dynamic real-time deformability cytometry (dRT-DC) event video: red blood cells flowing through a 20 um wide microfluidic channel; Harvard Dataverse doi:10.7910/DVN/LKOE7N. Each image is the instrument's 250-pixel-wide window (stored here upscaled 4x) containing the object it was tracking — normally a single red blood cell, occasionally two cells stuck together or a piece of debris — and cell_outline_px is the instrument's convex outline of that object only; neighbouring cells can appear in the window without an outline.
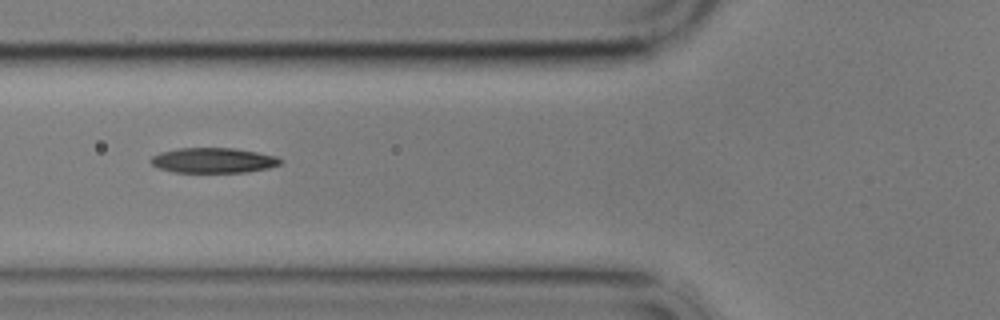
{"species": "common noctule bat (a hibernating species)", "species_latin": "Nyctalus noctula", "temperature_condition": "cold", "stored_images_in_passage": 11, "camera_frame_rate_fps": 3000, "um_per_image_px": 0.085, "animal": {"sex": "male", "body_mass_g": 17.9}, "frame": {"image": 1, "passage_image": 2, "time_ms": 1.0, "image_size_px": [1000, 320], "cell_outline_px": [[284, 160], [280, 164], [268, 168], [244, 172], [172, 172], [160, 168], [152, 164], [148, 160], [152, 156], [160, 152], [176, 148], [232, 148], [256, 152], [276, 156]], "centroid_in_image_um": [18.11, 13.63], "position_along_channel_um": 107.7, "area_um2": 18.96}}
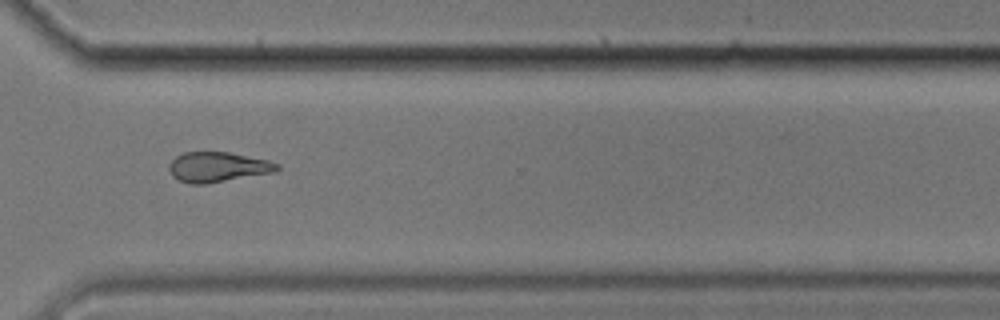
{"frame": {"image": 2, "passage_image": 8, "time_ms": 8.0, "image_size_px": [1000, 320], "cell_outline_px": [[280, 168], [272, 172], [204, 184], [192, 184], [180, 180], [172, 176], [168, 168], [168, 164], [176, 156], [184, 152], [228, 152], [268, 160], [280, 164]], "centroid_in_image_um": [18.48, 14.18], "position_along_channel_um": 352.1, "area_um2": 18.67}}
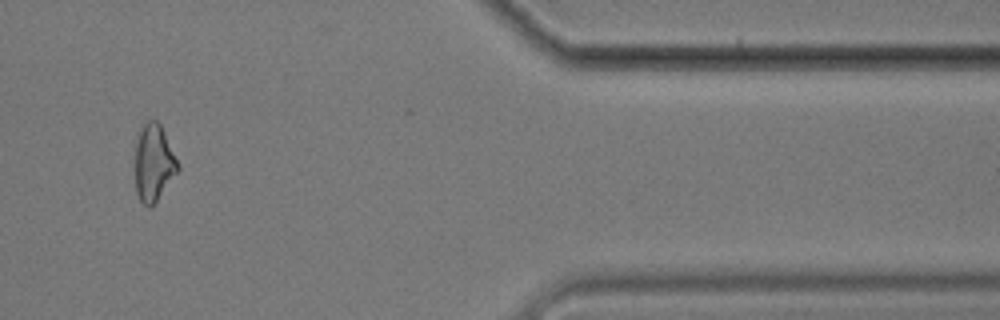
{"frame": {"image": 3, "passage_image": 10, "time_ms": 10.333, "image_size_px": [1000, 320], "cell_outline_px": [[180, 168], [152, 208], [148, 208], [140, 200], [136, 192], [136, 136], [140, 124], [148, 120], [156, 120], [160, 124], [180, 164]], "centroid_in_image_um": [13.06, 13.82], "position_along_channel_um": 398.3, "area_um2": 19.42}}